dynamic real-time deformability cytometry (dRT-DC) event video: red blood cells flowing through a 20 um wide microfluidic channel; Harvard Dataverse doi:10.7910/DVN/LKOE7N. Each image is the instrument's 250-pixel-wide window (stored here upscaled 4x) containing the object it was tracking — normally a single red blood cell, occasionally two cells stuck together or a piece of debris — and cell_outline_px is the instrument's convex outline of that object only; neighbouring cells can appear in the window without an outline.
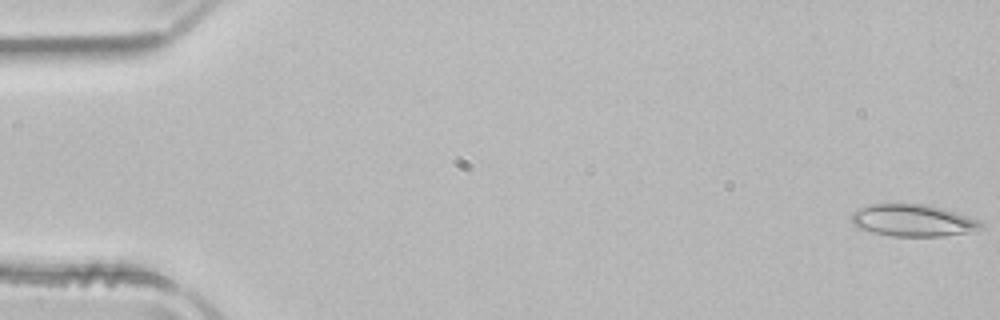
{"species": "common noctule bat (a hibernating species)", "species_latin": "Nyctalus noctula", "temperature_condition": "room temperature", "stored_images_in_passage": 51, "camera_frame_rate_fps": 3000, "um_per_image_px": 0.085, "animal": {"sex": "male", "body_mass_g": 21.5, "forearm_length_mm": 52.0}, "frame": {"image": 1, "passage_image": 1, "time_ms": 0.0, "image_size_px": [1000, 320], "cell_outline_px": [[984, 228], [968, 232], [944, 236], [892, 236], [872, 232], [856, 228], [852, 224], [852, 212], [860, 208], [872, 204], [924, 204], [944, 208], [980, 220], [984, 224]], "centroid_in_image_um": [77.61, 18.74], "position_along_channel_um": 7.4, "area_um2": 24.28}}
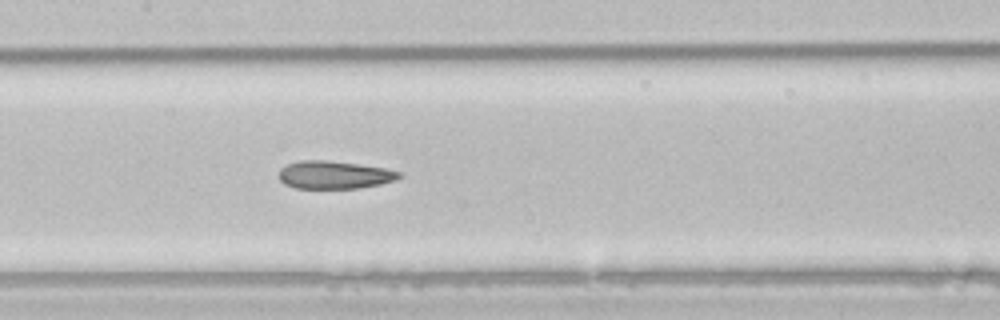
{"frame": {"image": 2, "passage_image": 25, "time_ms": 8.0, "image_size_px": [1000, 320], "cell_outline_px": [[404, 176], [396, 180], [380, 184], [360, 188], [296, 188], [284, 184], [280, 180], [280, 168], [288, 164], [300, 160], [328, 160], [384, 168], [400, 172]], "centroid_in_image_um": [28.43, 14.86], "position_along_channel_um": 179.0, "area_um2": 19.48}}
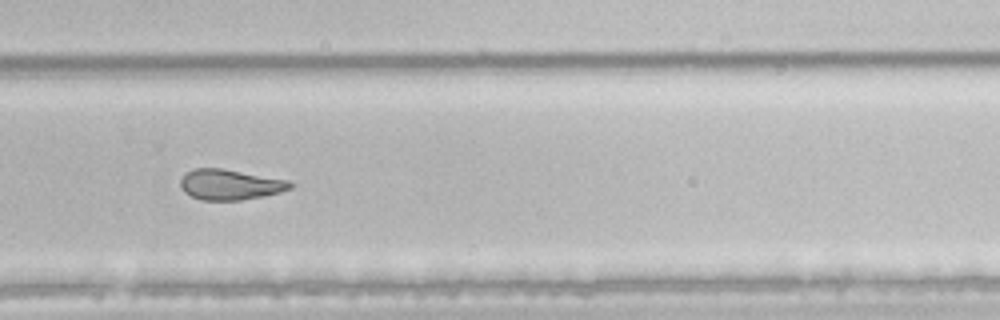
{"frame": {"image": 3, "passage_image": 35, "time_ms": 11.333, "image_size_px": [1000, 320], "cell_outline_px": [[296, 184], [292, 188], [280, 192], [240, 200], [200, 200], [184, 192], [180, 184], [180, 180], [192, 168], [220, 168], [288, 180]], "centroid_in_image_um": [19.56, 15.69], "position_along_channel_um": 310.2, "area_um2": 19.31}, "authors_computed_cell_mechanics": {"area_um2": 22.3686, "velocity_mm_per_s": 3.9628, "shape_relaxation_time_tau1_ms": null, "shape_relaxation_time_tau2_ms": 3.8406, "deformation_change_tau1": null, "deformation_change_tau2": 0.1053}}